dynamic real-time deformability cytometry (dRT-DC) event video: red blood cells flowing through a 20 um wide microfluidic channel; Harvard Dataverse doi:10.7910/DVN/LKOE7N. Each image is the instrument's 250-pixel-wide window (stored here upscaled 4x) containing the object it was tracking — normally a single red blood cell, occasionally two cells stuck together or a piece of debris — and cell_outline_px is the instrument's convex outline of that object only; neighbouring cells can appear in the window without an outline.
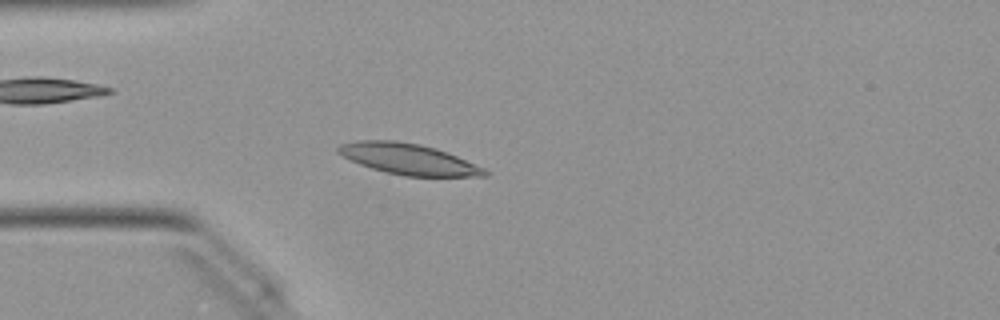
{"species": "Egyptian fruit bat (a non-hibernating species)", "species_latin": "Rousettus aegyptiacus", "temperature_condition": "warm", "stored_images_in_passage": 30, "camera_frame_rate_fps": 3000, "um_per_image_px": 0.085, "animal": {"sex": "female"}, "frame": {"image": 1, "passage_image": 14, "time_ms": 4.333, "image_size_px": [1000, 320], "cell_outline_px": [[488, 176], [404, 176], [384, 172], [360, 164], [336, 152], [336, 148], [340, 144], [356, 140], [396, 140], [420, 144], [436, 148], [448, 152], [484, 168], [488, 172]], "centroid_in_image_um": [34.7, 13.51], "position_along_channel_um": 50.3, "area_um2": 26.36}}
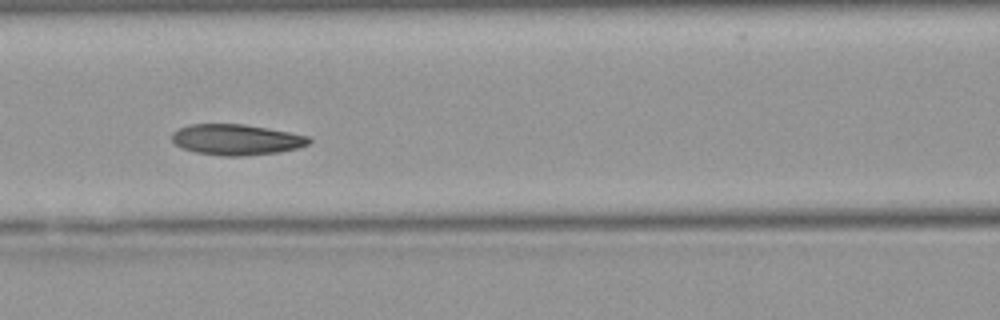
{"frame": {"image": 2, "passage_image": 22, "time_ms": 7.0, "image_size_px": [1000, 320], "cell_outline_px": [[312, 140], [308, 144], [300, 148], [280, 152], [244, 156], [224, 156], [196, 152], [180, 148], [172, 140], [172, 132], [188, 124], [244, 124], [268, 128], [308, 136]], "centroid_in_image_um": [20.09, 11.87], "position_along_channel_um": 146.5, "area_um2": 24.68}}
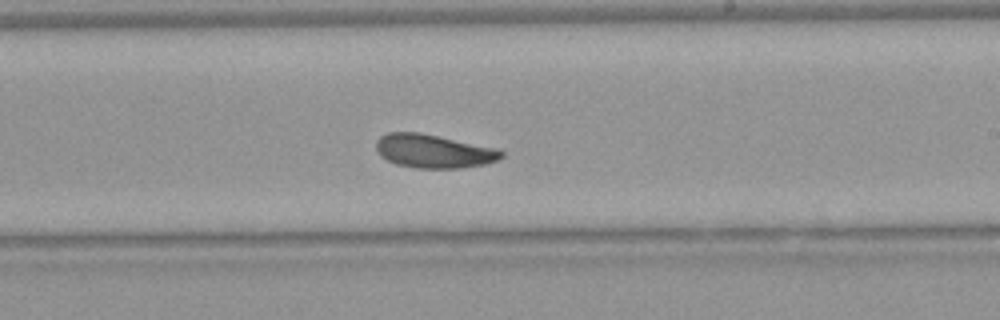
{"frame": {"image": 3, "passage_image": 30, "time_ms": 9.667, "image_size_px": [1000, 320], "cell_outline_px": [[504, 156], [500, 160], [484, 164], [460, 168], [416, 168], [396, 164], [380, 156], [376, 152], [376, 140], [380, 136], [388, 132], [420, 132], [496, 148], [504, 152]], "centroid_in_image_um": [36.84, 12.85], "position_along_channel_um": 252.2, "area_um2": 24.62}}